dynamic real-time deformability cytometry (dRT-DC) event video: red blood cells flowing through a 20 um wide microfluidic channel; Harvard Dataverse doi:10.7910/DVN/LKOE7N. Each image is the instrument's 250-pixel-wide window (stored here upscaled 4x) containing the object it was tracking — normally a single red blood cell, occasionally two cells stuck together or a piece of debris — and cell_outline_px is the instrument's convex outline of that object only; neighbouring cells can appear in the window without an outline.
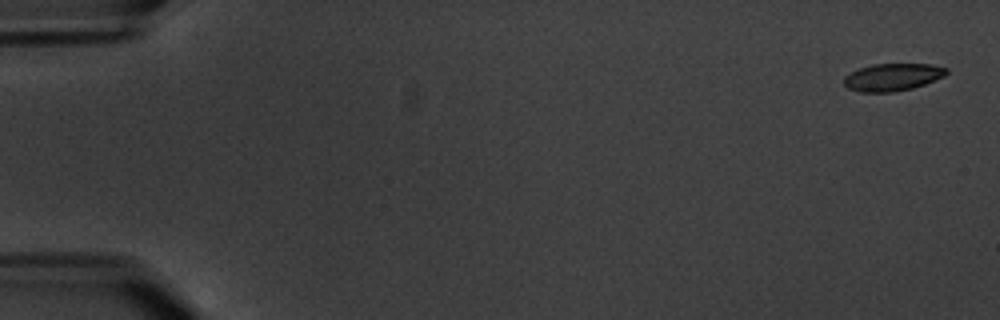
{"species": "common noctule bat (a hibernating species)", "species_latin": "Nyctalus noctula", "temperature_condition": "warm", "stored_images_in_passage": 7, "camera_frame_rate_fps": 3000, "um_per_image_px": 0.085, "animal": {"sex": "male", "body_mass_g": 20.1, "forearm_length_mm": 53.5}, "frame": {"image": 1, "passage_image": 1, "time_ms": 0.0, "image_size_px": [1000, 320], "cell_outline_px": [[948, 72], [944, 76], [924, 84], [912, 88], [892, 92], [860, 92], [848, 88], [844, 84], [844, 76], [860, 68], [872, 64], [932, 64], [948, 68]], "centroid_in_image_um": [75.87, 6.55], "position_along_channel_um": 9.1, "area_um2": 16.3}}